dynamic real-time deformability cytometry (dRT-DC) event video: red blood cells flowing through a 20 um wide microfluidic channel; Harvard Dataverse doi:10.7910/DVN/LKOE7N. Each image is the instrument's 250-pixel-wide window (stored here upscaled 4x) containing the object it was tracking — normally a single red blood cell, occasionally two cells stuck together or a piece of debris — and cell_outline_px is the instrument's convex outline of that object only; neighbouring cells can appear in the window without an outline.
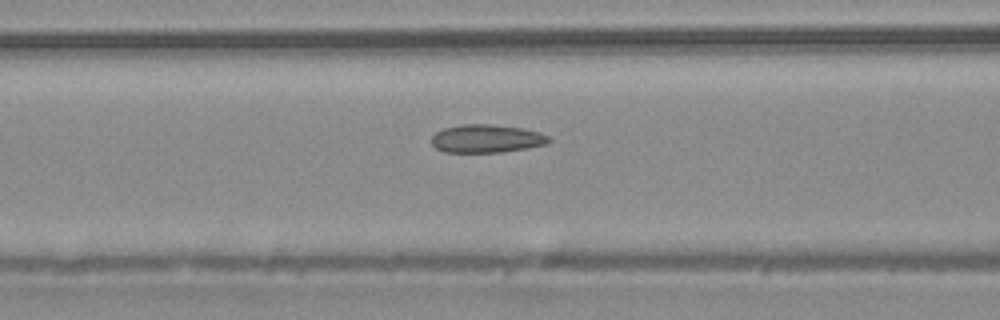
{"species": "common noctule bat (a hibernating species)", "species_latin": "Nyctalus noctula", "temperature_condition": "warm", "stored_images_in_passage": 46, "camera_frame_rate_fps": 3000, "um_per_image_px": 0.085, "animal": {"sex": "male", "body_mass_g": 20.4}, "frame": {"image": 1, "passage_image": 17, "time_ms": 5.333, "image_size_px": [1000, 320], "cell_outline_px": [[552, 140], [548, 144], [528, 148], [500, 152], [444, 152], [436, 148], [432, 144], [432, 136], [436, 132], [444, 128], [464, 124], [492, 124], [520, 128], [540, 132], [548, 136]], "centroid_in_image_um": [41.38, 11.78], "position_along_channel_um": 125.2, "area_um2": 19.25}}
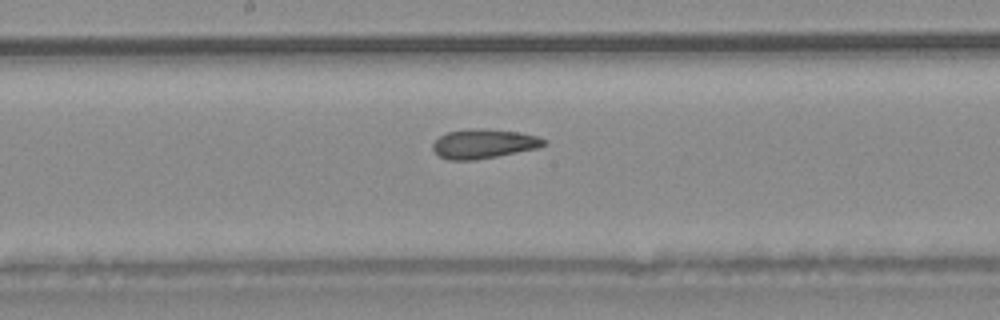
{"frame": {"image": 2, "passage_image": 23, "time_ms": 7.333, "image_size_px": [1000, 320], "cell_outline_px": [[548, 144], [540, 148], [476, 160], [448, 160], [440, 156], [432, 148], [432, 144], [440, 136], [448, 132], [468, 128], [484, 128], [520, 132], [536, 136], [548, 140]], "centroid_in_image_um": [41.16, 12.21], "position_along_channel_um": 207.0, "area_um2": 19.25}}
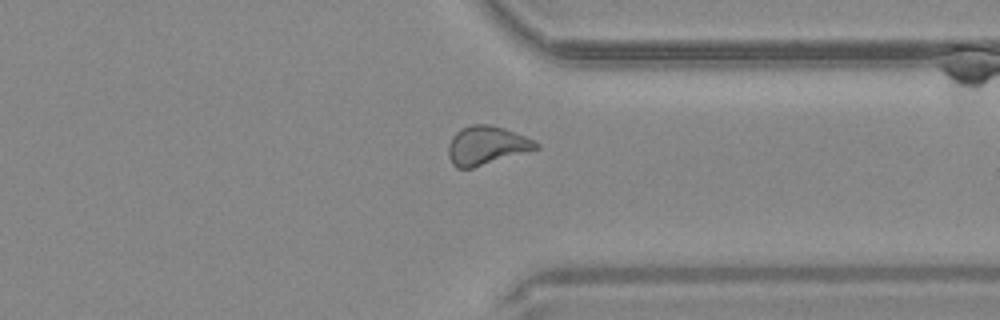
{"frame": {"image": 3, "passage_image": 35, "time_ms": 11.333, "image_size_px": [1000, 320], "cell_outline_px": [[540, 148], [472, 168], [456, 168], [452, 164], [448, 156], [448, 144], [452, 136], [456, 132], [472, 124], [488, 124], [504, 128], [524, 136], [540, 144]], "centroid_in_image_um": [41.33, 12.37], "position_along_channel_um": 370.1, "area_um2": 19.59}, "authors_computed_cell_mechanics": {"area_um2": 19.8543, "velocity_mm_per_s": 4.0973, "shape_relaxation_time_tau1_ms": null, "shape_relaxation_time_tau2_ms": 3.6216, "deformation_change_tau1": null, "deformation_change_tau2": 0.0978}}